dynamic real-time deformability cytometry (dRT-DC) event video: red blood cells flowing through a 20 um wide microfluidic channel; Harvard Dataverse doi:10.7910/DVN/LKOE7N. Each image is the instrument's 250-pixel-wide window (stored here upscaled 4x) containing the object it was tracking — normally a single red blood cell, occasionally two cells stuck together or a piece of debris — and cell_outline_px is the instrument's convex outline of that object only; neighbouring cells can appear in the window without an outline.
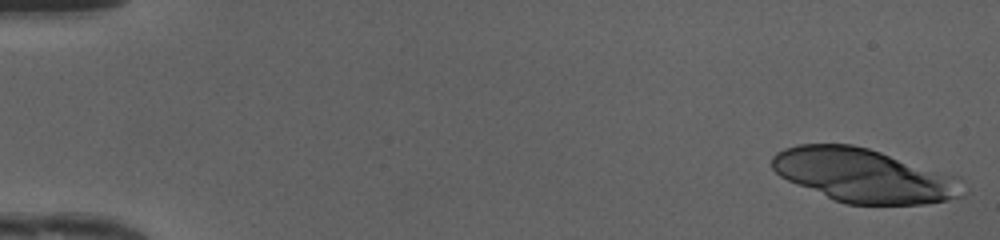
{"species": "human", "species_latin": "Homo sapiens", "temperature_condition": "cold", "stored_images_in_passage": 47, "camera_frame_rate_fps": 3000, "um_per_image_px": 0.085, "donor": {"sex": "female"}, "frame": {"image": 1, "passage_image": 1, "time_ms": 0.0, "image_size_px": [1000, 240], "cell_outline_px": [[960, 196], [944, 200], [924, 204], [848, 204], [832, 200], [788, 180], [780, 176], [772, 168], [772, 156], [776, 152], [784, 148], [796, 144], [852, 144], [868, 148], [960, 176]], "centroid_in_image_um": [73.38, 14.9], "position_along_channel_um": 11.6, "area_um2": 59.48}}
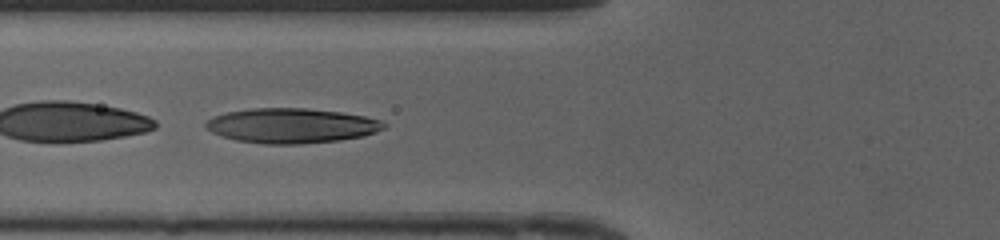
{"frame": {"image": 2, "passage_image": 19, "time_ms": 6.0, "image_size_px": [1000, 240], "cell_outline_px": [[388, 124], [384, 128], [376, 132], [364, 136], [340, 140], [300, 144], [264, 144], [236, 140], [212, 132], [204, 124], [208, 120], [216, 116], [228, 112], [252, 108], [308, 108], [340, 112], [364, 116], [380, 120]], "centroid_in_image_um": [24.82, 10.68], "position_along_channel_um": 101.0, "area_um2": 36.01}}
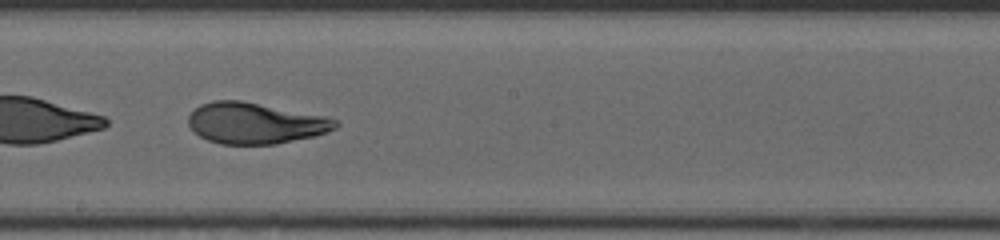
{"frame": {"image": 3, "passage_image": 28, "time_ms": 9.0, "image_size_px": [1000, 240], "cell_outline_px": [[340, 124], [336, 128], [328, 132], [312, 136], [276, 144], [220, 144], [208, 140], [200, 136], [188, 124], [188, 116], [200, 104], [212, 100], [240, 100], [324, 116], [340, 120]], "centroid_in_image_um": [21.7, 10.47], "position_along_channel_um": 226.5, "area_um2": 35.08}, "authors_computed_cell_mechanics": {"area_um2": 47.4538, "velocity_mm_per_s": 4.1723, "shape_relaxation_time_tau1_ms": 5.436, "shape_relaxation_time_tau2_ms": 1.0983, "deformation_change_tau1": 0.2209, "deformation_change_tau2": 0.0776}}